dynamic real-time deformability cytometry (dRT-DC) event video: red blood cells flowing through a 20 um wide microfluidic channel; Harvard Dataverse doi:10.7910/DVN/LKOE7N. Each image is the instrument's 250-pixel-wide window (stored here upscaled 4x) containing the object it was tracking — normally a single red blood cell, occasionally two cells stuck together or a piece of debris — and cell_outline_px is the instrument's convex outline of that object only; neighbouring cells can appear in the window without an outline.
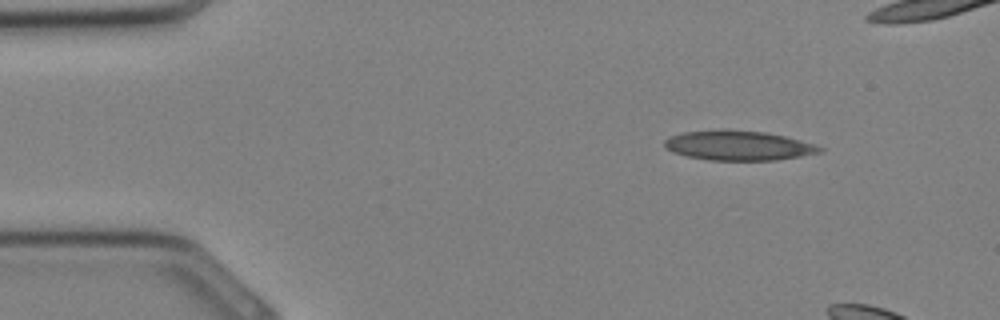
{"species": "Egyptian fruit bat (a non-hibernating species)", "species_latin": "Rousettus aegyptiacus", "temperature_condition": "cold", "stored_images_in_passage": 5, "camera_frame_rate_fps": 3000, "um_per_image_px": 0.085, "animal": {"sex": "female"}, "frame": {"image": 1, "passage_image": 1, "time_ms": 0.0, "image_size_px": [1000, 320], "cell_outline_px": [[824, 148], [820, 152], [800, 156], [776, 160], [708, 160], [688, 156], [672, 152], [664, 148], [664, 140], [672, 136], [684, 132], [720, 128], [724, 128], [764, 132], [784, 136], [816, 144]], "centroid_in_image_um": [62.74, 12.35], "position_along_channel_um": 22.3, "area_um2": 27.05}}